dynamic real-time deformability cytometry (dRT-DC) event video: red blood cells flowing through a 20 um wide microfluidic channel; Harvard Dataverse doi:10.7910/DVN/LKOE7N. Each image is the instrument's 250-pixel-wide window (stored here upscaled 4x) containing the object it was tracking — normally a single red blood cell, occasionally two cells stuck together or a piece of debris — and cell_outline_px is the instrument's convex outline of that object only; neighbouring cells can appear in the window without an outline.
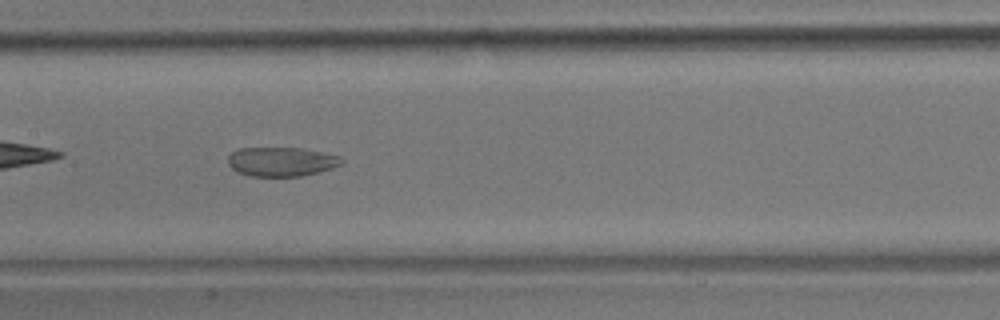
{"species": "common noctule bat (a hibernating species)", "species_latin": "Nyctalus noctula", "temperature_condition": "room temperature", "stored_images_in_passage": 41, "camera_frame_rate_fps": 3000, "um_per_image_px": 0.085, "animal": {"sex": "male", "body_mass_g": 17.9}, "frame": {"image": 1, "passage_image": 12, "time_ms": 3.667, "image_size_px": [1000, 320], "cell_outline_px": [[344, 164], [332, 168], [300, 176], [248, 176], [236, 172], [228, 164], [228, 156], [232, 152], [240, 148], [300, 148], [324, 152], [340, 156], [344, 160]], "centroid_in_image_um": [23.92, 13.74], "position_along_channel_um": 183.5, "area_um2": 19.42}}